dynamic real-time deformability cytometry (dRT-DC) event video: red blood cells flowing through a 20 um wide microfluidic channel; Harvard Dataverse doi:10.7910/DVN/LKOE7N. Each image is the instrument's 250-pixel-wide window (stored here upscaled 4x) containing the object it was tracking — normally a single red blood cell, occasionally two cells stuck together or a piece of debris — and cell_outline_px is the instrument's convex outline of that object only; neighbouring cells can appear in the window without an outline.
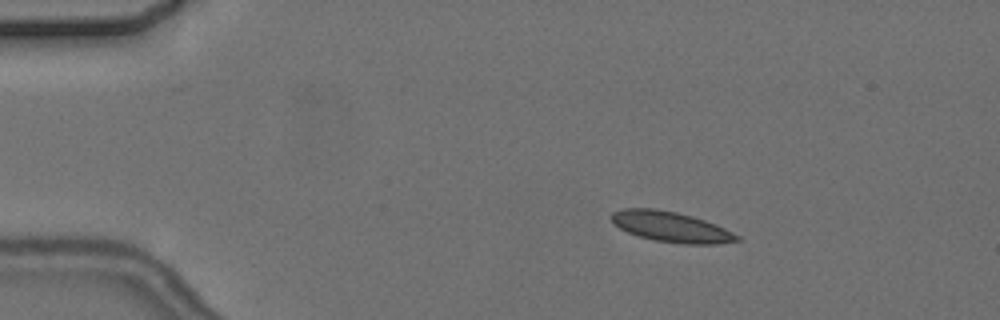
{"species": "common noctule bat (a hibernating species)", "species_latin": "Nyctalus noctula", "temperature_condition": "cold", "stored_images_in_passage": 5, "camera_frame_rate_fps": 3000, "um_per_image_px": 0.085, "animal": {"sex": "female", "body_mass_g": 24.6, "forearm_length_mm": 56.2}, "frame": {"image": 1, "passage_image": 3, "time_ms": 2.333, "image_size_px": [1000, 320], "cell_outline_px": [[740, 240], [716, 244], [684, 244], [656, 240], [640, 236], [628, 232], [612, 224], [612, 212], [624, 208], [656, 208], [676, 212], [692, 216], [716, 224], [740, 236]], "centroid_in_image_um": [57.03, 19.27], "position_along_channel_um": 28.0, "area_um2": 22.08}}